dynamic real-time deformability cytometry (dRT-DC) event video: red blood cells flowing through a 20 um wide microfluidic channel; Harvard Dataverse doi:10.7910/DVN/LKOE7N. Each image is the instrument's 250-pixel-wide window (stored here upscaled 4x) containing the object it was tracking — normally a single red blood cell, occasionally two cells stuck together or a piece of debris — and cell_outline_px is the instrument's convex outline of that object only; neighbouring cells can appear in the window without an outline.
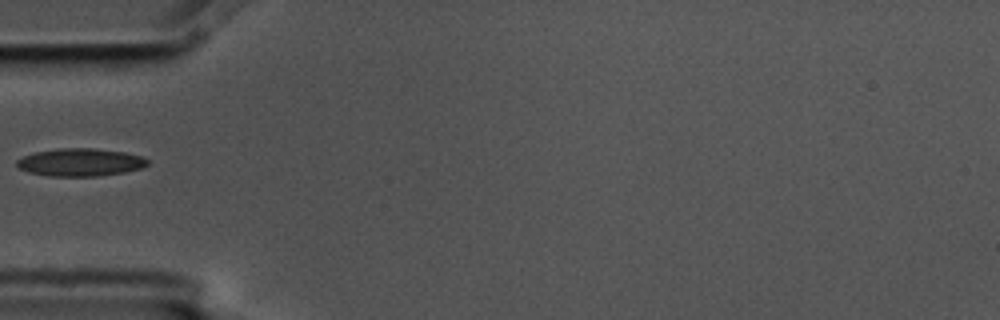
{"species": "common noctule bat (a hibernating species)", "species_latin": "Nyctalus noctula", "temperature_condition": "cold", "stored_images_in_passage": 2, "camera_frame_rate_fps": 3000, "um_per_image_px": 0.085, "animal": {"sex": "male", "body_mass_g": 17.5, "forearm_length_mm": 52.3}, "frame": {"image": 1, "passage_image": 1, "time_ms": 0.0, "image_size_px": [1000, 320], "cell_outline_px": [[148, 164], [140, 168], [124, 172], [96, 176], [48, 176], [28, 172], [20, 168], [16, 164], [16, 160], [24, 156], [36, 152], [60, 148], [92, 148], [124, 152], [144, 156], [148, 160]], "centroid_in_image_um": [6.83, 13.79], "position_along_channel_um": 78.2, "area_um2": 21.04}}